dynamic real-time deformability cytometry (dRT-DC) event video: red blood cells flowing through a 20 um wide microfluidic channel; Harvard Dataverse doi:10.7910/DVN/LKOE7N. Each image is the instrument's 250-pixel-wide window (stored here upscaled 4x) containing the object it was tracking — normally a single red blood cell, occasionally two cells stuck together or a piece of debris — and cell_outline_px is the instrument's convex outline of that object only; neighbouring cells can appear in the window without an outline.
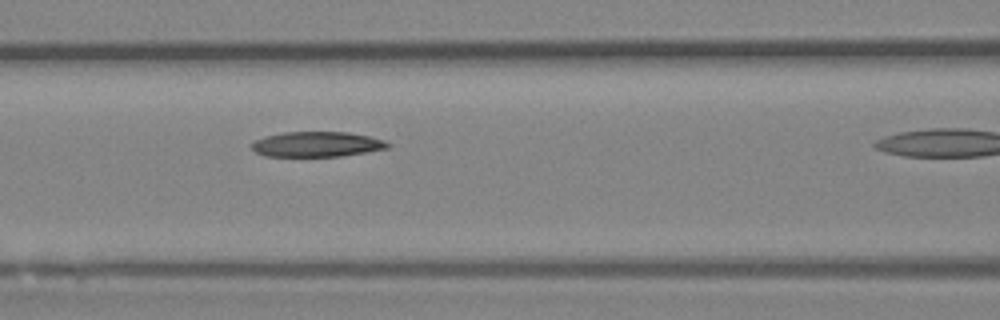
{"species": "Egyptian fruit bat (a non-hibernating species)", "species_latin": "Rousettus aegyptiacus", "temperature_condition": "room temperature", "stored_images_in_passage": 15, "camera_frame_rate_fps": 3000, "um_per_image_px": 0.085, "animal": {"sex": "female"}, "frame": {"image": 1, "passage_image": 11, "time_ms": 3.333, "image_size_px": [1000, 320], "cell_outline_px": [[392, 144], [388, 148], [340, 156], [264, 156], [256, 152], [252, 148], [252, 140], [264, 136], [284, 132], [348, 132], [368, 136], [384, 140]], "centroid_in_image_um": [26.9, 12.25], "position_along_channel_um": 139.7, "area_um2": 19.94}}